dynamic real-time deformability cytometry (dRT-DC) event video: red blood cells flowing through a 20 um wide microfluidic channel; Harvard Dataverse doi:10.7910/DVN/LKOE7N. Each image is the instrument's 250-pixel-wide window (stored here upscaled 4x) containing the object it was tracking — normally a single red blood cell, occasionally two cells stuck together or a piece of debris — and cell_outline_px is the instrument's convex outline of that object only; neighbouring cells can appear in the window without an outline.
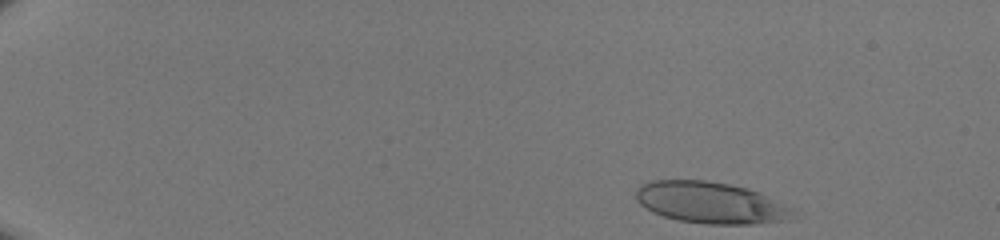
{"species": "human", "species_latin": "Homo sapiens", "temperature_condition": "room temperature", "stored_images_in_passage": 43, "camera_frame_rate_fps": 3000, "um_per_image_px": 0.085, "donor": {"sex": "male"}, "frame": {"image": 1, "passage_image": 1, "time_ms": 0.0, "image_size_px": [1000, 240], "cell_outline_px": [[788, 220], [752, 224], [708, 224], [680, 220], [664, 216], [640, 204], [636, 200], [636, 188], [640, 184], [656, 180], [704, 180], [728, 184], [744, 188], [756, 192], [764, 196], [780, 208], [784, 212]], "centroid_in_image_um": [60.15, 17.21], "position_along_channel_um": 24.8, "area_um2": 36.07}}
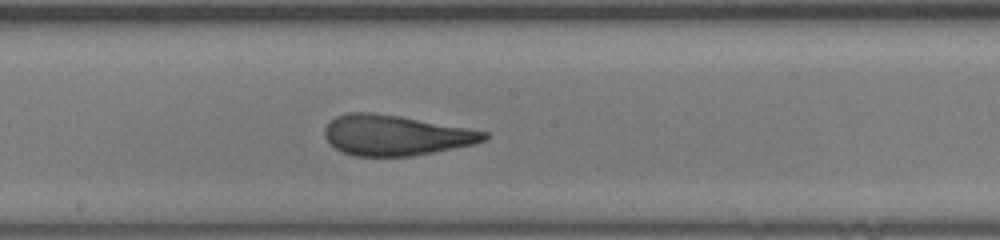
{"frame": {"image": 2, "passage_image": 24, "time_ms": 7.667, "image_size_px": [1000, 240], "cell_outline_px": [[488, 136], [484, 140], [476, 144], [412, 156], [352, 156], [340, 152], [324, 136], [324, 128], [336, 116], [348, 112], [372, 112], [400, 116], [468, 128], [488, 132]], "centroid_in_image_um": [33.61, 11.5], "position_along_channel_um": 214.6, "area_um2": 37.51}}
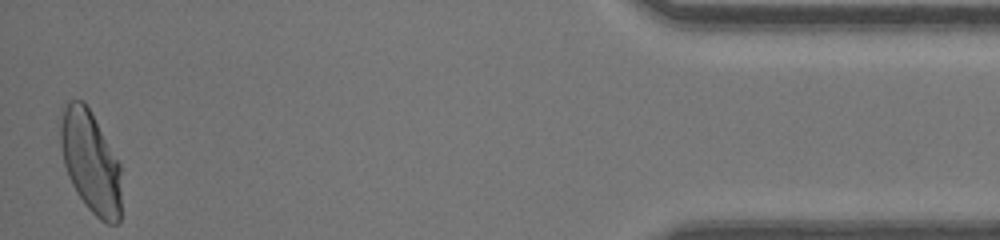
{"frame": {"image": 3, "passage_image": 43, "time_ms": 14.0, "image_size_px": [1000, 240], "cell_outline_px": [[120, 224], [108, 224], [100, 220], [84, 204], [76, 192], [68, 176], [64, 164], [60, 144], [60, 124], [64, 108], [72, 100], [84, 100], [120, 164]], "centroid_in_image_um": [7.7, 13.81], "position_along_channel_um": 427.5, "area_um2": 35.84}}